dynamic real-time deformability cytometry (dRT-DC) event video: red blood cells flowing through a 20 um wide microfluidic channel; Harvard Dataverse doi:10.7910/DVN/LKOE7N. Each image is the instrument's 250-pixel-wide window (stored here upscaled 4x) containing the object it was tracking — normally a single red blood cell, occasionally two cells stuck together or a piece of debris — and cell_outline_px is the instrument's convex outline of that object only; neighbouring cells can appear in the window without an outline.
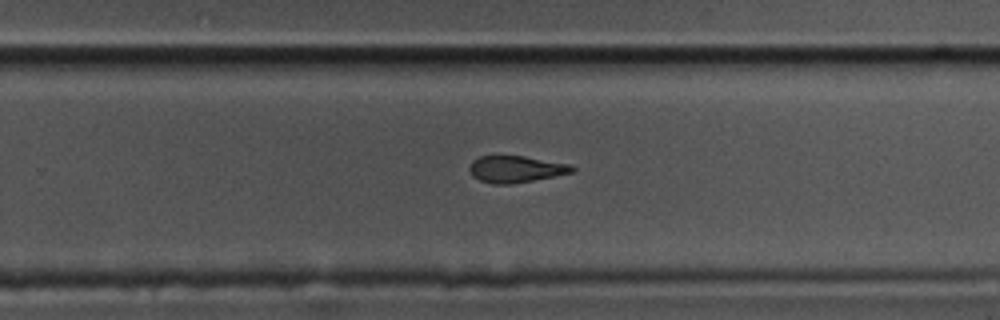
{"species": "common noctule bat (a hibernating species)", "species_latin": "Nyctalus noctula", "temperature_condition": "cold", "stored_images_in_passage": 36, "camera_frame_rate_fps": 3000, "um_per_image_px": 0.085, "animal": {"sex": "male", "body_mass_g": 17.5, "forearm_length_mm": 52.3}, "frame": {"image": 1, "passage_image": 26, "time_ms": 8.333, "image_size_px": [1000, 320], "cell_outline_px": [[576, 168], [572, 172], [556, 176], [512, 184], [492, 184], [480, 180], [472, 176], [468, 168], [472, 160], [480, 156], [524, 156], [568, 164]], "centroid_in_image_um": [43.81, 14.38], "position_along_channel_um": 286.0, "area_um2": 15.95}}
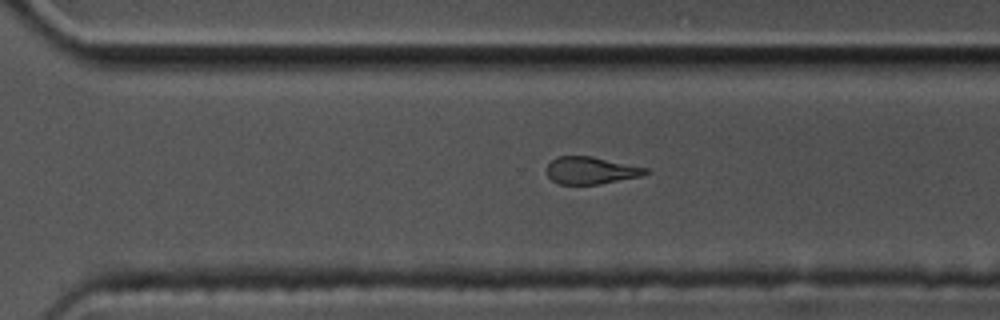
{"frame": {"image": 2, "passage_image": 29, "time_ms": 9.333, "image_size_px": [1000, 320], "cell_outline_px": [[648, 172], [640, 176], [600, 184], [560, 184], [552, 180], [544, 172], [544, 168], [556, 156], [592, 156], [648, 168]], "centroid_in_image_um": [50.16, 14.48], "position_along_channel_um": 320.4, "area_um2": 15.78}}
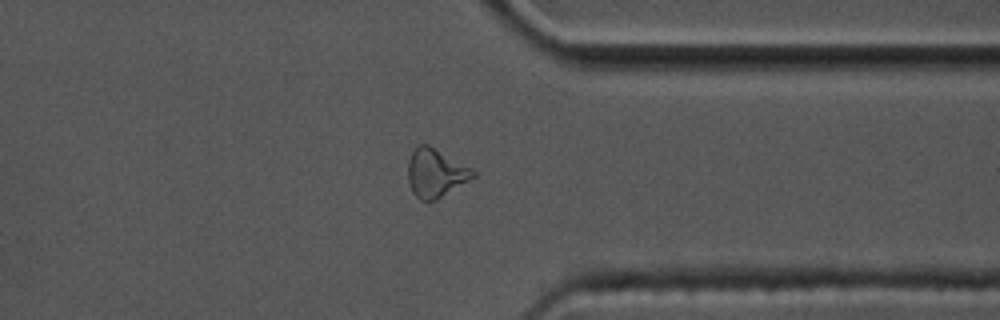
{"frame": {"image": 3, "passage_image": 34, "time_ms": 11.0, "image_size_px": [1000, 320], "cell_outline_px": [[476, 176], [436, 200], [420, 200], [412, 192], [408, 180], [408, 160], [412, 152], [420, 144], [428, 144], [472, 168], [476, 172]], "centroid_in_image_um": [37.02, 14.7], "position_along_channel_um": 374.4, "area_um2": 18.26}}